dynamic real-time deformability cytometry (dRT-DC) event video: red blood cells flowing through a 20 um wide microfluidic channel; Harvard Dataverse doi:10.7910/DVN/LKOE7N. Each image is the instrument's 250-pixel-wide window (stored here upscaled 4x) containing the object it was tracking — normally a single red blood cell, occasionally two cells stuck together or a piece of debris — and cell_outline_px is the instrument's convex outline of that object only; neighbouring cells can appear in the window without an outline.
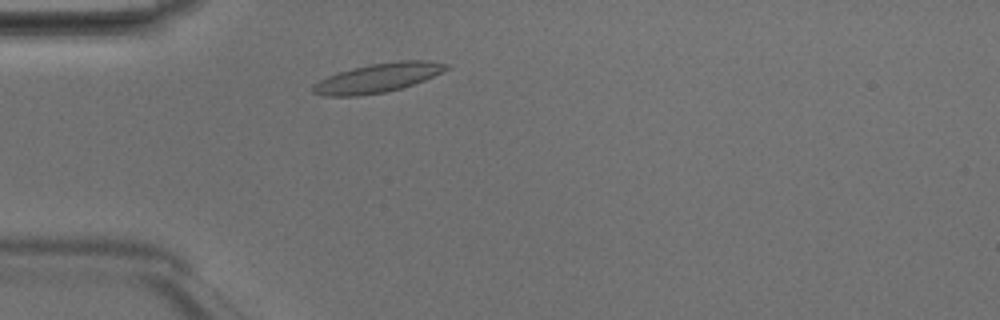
{"species": "Egyptian fruit bat (a non-hibernating species)", "species_latin": "Rousettus aegyptiacus", "temperature_condition": "room temperature", "stored_images_in_passage": 37, "camera_frame_rate_fps": 3000, "um_per_image_px": 0.085, "animal": {"sex": "male"}, "frame": {"image": 1, "passage_image": 2, "time_ms": 0.333, "image_size_px": [1000, 320], "cell_outline_px": [[452, 68], [424, 80], [400, 88], [384, 92], [360, 96], [324, 96], [312, 92], [312, 84], [328, 76], [352, 68], [372, 64], [400, 60], [428, 60], [452, 64]], "centroid_in_image_um": [32.16, 6.61], "position_along_channel_um": 52.8, "area_um2": 22.66}}
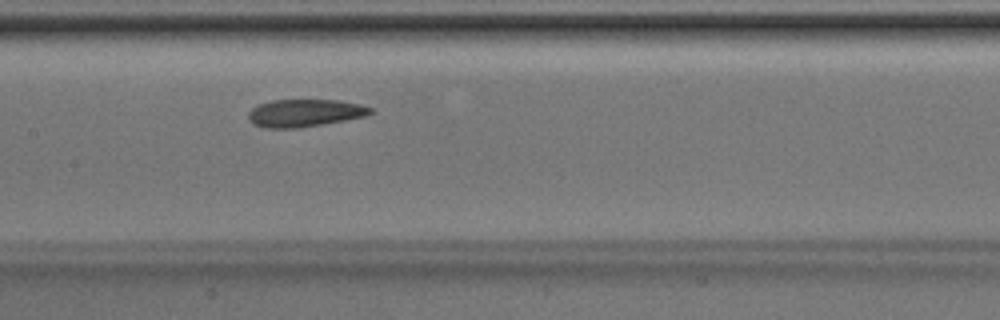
{"frame": {"image": 2, "passage_image": 12, "time_ms": 3.667, "image_size_px": [1000, 320], "cell_outline_px": [[372, 112], [368, 116], [300, 128], [264, 128], [252, 124], [248, 120], [248, 112], [256, 104], [272, 100], [336, 100], [360, 104], [372, 108]], "centroid_in_image_um": [25.86, 9.61], "position_along_channel_um": 181.5, "area_um2": 19.83}}
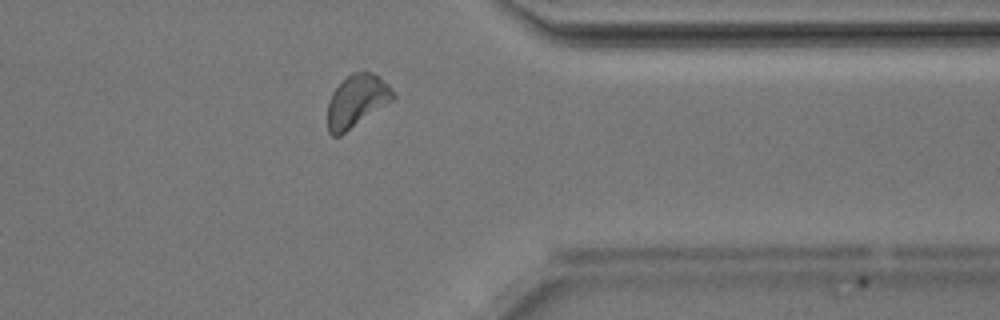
{"frame": {"image": 3, "passage_image": 27, "time_ms": 8.667, "image_size_px": [1000, 320], "cell_outline_px": [[396, 96], [392, 100], [340, 136], [332, 136], [328, 132], [328, 104], [332, 92], [352, 72], [372, 72], [388, 84]], "centroid_in_image_um": [30.31, 8.59], "position_along_channel_um": 381.1, "area_um2": 19.59}, "authors_computed_cell_mechanics": {"area_um2": 19.652, "velocity_mm_per_s": 4.1626, "shape_relaxation_time_tau1_ms": 8.2053, "shape_relaxation_time_tau2_ms": 2.5424, "deformation_change_tau1": 0.1596, "deformation_change_tau2": 0.0782}}